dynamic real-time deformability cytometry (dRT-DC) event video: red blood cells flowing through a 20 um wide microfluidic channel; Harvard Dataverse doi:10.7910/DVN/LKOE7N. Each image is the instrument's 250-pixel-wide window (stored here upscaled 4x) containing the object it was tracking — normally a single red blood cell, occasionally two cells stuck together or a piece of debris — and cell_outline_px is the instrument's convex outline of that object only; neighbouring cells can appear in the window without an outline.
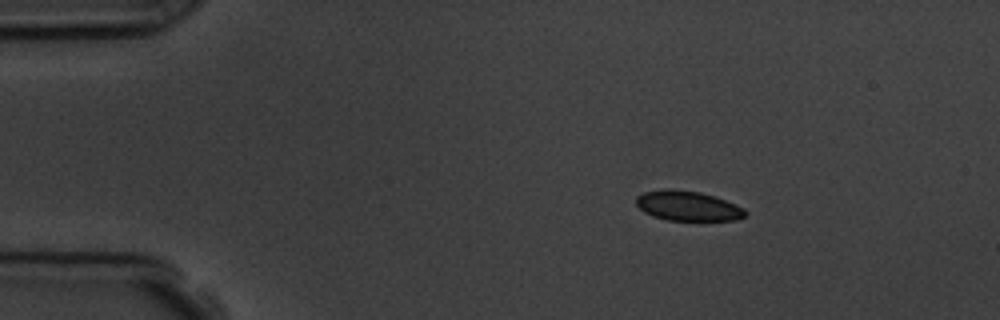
{"species": "common noctule bat (a hibernating species)", "species_latin": "Nyctalus noctula", "temperature_condition": "room temperature", "stored_images_in_passage": 4, "camera_frame_rate_fps": 3000, "um_per_image_px": 0.085, "animal": {"sex": "male", "body_mass_g": 19.5, "forearm_length_mm": 54.6}, "frame": {"image": 1, "passage_image": 2, "time_ms": 1.333, "image_size_px": [1000, 320], "cell_outline_px": [[748, 212], [744, 216], [736, 220], [668, 220], [652, 216], [644, 212], [636, 204], [636, 196], [644, 192], [664, 188], [668, 188], [700, 192], [716, 196], [736, 204], [744, 208]], "centroid_in_image_um": [58.46, 17.49], "position_along_channel_um": 26.5, "area_um2": 19.13}}